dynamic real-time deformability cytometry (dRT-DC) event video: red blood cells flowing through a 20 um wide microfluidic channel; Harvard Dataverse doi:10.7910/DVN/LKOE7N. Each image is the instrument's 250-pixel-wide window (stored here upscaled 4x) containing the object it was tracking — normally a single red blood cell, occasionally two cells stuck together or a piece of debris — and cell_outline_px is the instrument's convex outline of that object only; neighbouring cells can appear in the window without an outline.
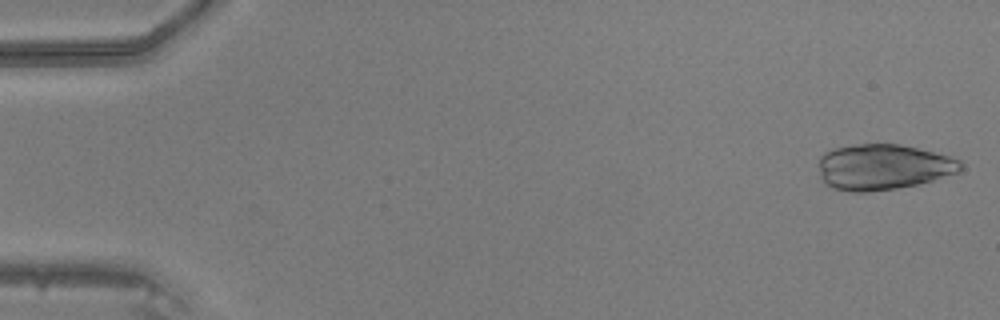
{"species": "common noctule bat (a hibernating species)", "species_latin": "Nyctalus noctula", "temperature_condition": "warm", "stored_images_in_passage": 7, "camera_frame_rate_fps": 3000, "um_per_image_px": 0.085, "animal": {"sex": "male", "body_mass_g": 20.5, "forearm_length_mm": 52.5}, "frame": {"image": 1, "passage_image": 1, "time_ms": 0.0, "image_size_px": [1000, 320], "cell_outline_px": [[964, 168], [960, 172], [932, 180], [916, 184], [896, 188], [868, 192], [848, 192], [832, 188], [824, 184], [820, 176], [820, 156], [824, 152], [832, 148], [856, 144], [900, 144], [948, 156], [960, 160], [964, 164]], "centroid_in_image_um": [75.04, 14.2], "position_along_channel_um": 10.0, "area_um2": 37.92}}